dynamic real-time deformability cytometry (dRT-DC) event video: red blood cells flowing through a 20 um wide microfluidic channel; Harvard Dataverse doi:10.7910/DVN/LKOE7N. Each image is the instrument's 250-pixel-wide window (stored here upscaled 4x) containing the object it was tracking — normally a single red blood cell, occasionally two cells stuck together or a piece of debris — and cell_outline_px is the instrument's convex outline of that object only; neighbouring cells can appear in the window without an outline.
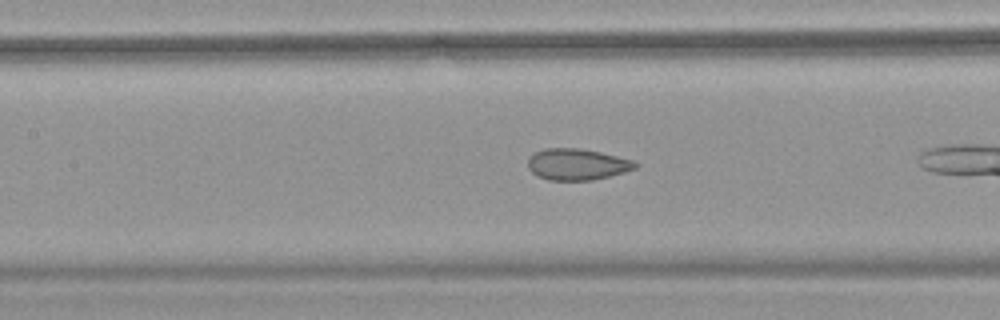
{"species": "common noctule bat (a hibernating species)", "species_latin": "Nyctalus noctula", "temperature_condition": "warm", "stored_images_in_passage": 18, "camera_frame_rate_fps": 3000, "um_per_image_px": 0.085, "animal": {"sex": "female", "body_mass_g": 18.4}, "frame": {"image": 1, "passage_image": 13, "time_ms": 4.0, "image_size_px": [1000, 320], "cell_outline_px": [[640, 164], [636, 168], [624, 172], [592, 180], [548, 180], [536, 176], [528, 168], [528, 156], [544, 148], [580, 148], [600, 152], [632, 160]], "centroid_in_image_um": [49.02, 13.97], "position_along_channel_um": 158.4, "area_um2": 19.65}}
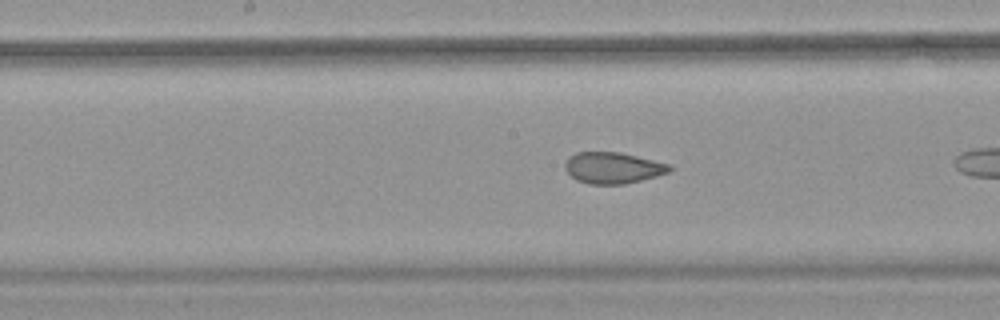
{"frame": {"image": 2, "passage_image": 16, "time_ms": 5.0, "image_size_px": [1000, 320], "cell_outline_px": [[672, 168], [668, 172], [656, 176], [624, 184], [588, 184], [576, 180], [564, 168], [564, 164], [568, 156], [576, 152], [620, 152], [668, 164]], "centroid_in_image_um": [52.04, 14.26], "position_along_channel_um": 196.2, "area_um2": 18.9}}